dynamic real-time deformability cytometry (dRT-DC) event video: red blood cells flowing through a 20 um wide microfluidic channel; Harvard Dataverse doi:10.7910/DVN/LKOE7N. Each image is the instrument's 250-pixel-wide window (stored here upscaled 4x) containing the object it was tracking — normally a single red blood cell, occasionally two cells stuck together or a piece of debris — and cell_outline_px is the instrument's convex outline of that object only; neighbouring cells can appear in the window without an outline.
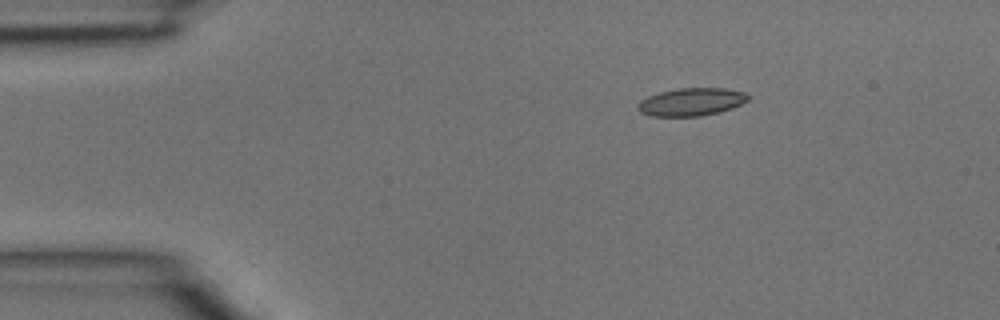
{"species": "common noctule bat (a hibernating species)", "species_latin": "Nyctalus noctula", "temperature_condition": "room temperature", "stored_images_in_passage": 5, "camera_frame_rate_fps": 3000, "um_per_image_px": 0.085, "animal": {"sex": "male", "body_mass_g": 15.6}, "frame": {"image": 1, "passage_image": 2, "time_ms": 0.333, "image_size_px": [1000, 320], "cell_outline_px": [[748, 100], [732, 108], [700, 116], [652, 116], [640, 112], [636, 108], [636, 104], [640, 100], [648, 96], [660, 92], [676, 88], [724, 88], [744, 92], [748, 96]], "centroid_in_image_um": [58.71, 8.65], "position_along_channel_um": 26.3, "area_um2": 17.8}}
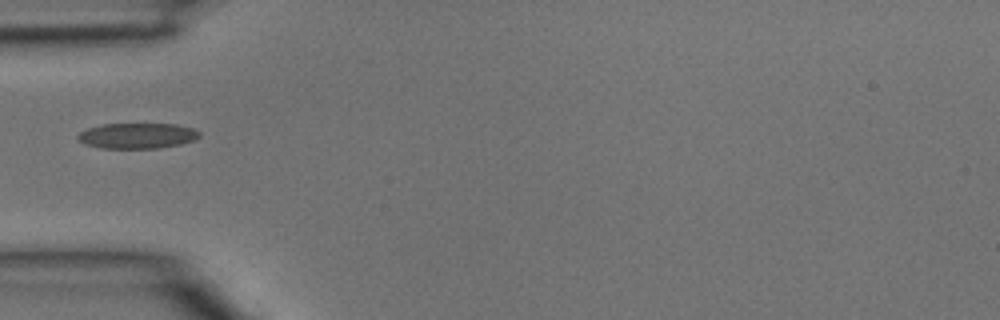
{"frame": {"image": 2, "passage_image": 4, "time_ms": 1.0, "image_size_px": [1000, 320], "cell_outline_px": [[200, 136], [196, 140], [180, 144], [160, 148], [100, 148], [84, 144], [76, 140], [76, 136], [80, 132], [88, 128], [104, 124], [176, 124], [192, 128], [200, 132]], "centroid_in_image_um": [11.65, 11.54], "position_along_channel_um": 73.3, "area_um2": 18.21}}